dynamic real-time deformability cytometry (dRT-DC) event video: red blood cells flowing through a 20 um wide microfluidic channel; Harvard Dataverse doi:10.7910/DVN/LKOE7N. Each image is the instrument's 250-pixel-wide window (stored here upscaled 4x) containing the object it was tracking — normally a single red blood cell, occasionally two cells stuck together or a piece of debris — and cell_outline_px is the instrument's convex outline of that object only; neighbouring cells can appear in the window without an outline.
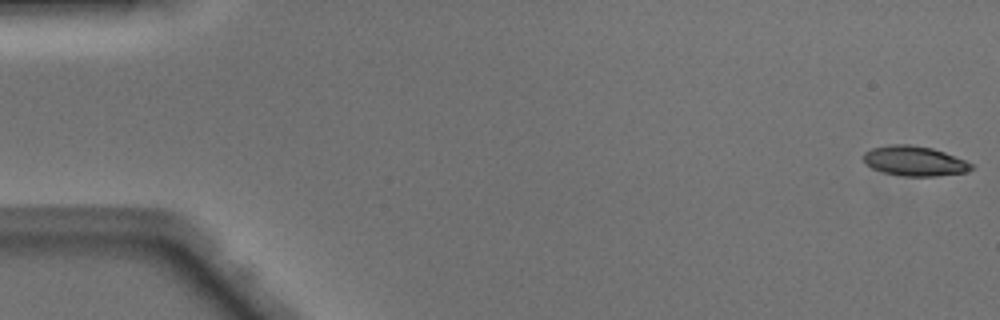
{"species": "Egyptian fruit bat (a non-hibernating species)", "species_latin": "Rousettus aegyptiacus", "temperature_condition": "warm", "stored_images_in_passage": 49, "camera_frame_rate_fps": 3000, "um_per_image_px": 0.085, "animal": {"sex": "male"}, "frame": {"image": 1, "passage_image": 1, "time_ms": 0.0, "image_size_px": [1000, 320], "cell_outline_px": [[972, 168], [964, 172], [936, 176], [904, 176], [884, 172], [872, 168], [864, 164], [864, 152], [872, 148], [892, 144], [908, 144], [932, 148], [944, 152], [964, 160], [972, 164]], "centroid_in_image_um": [77.69, 13.68], "position_along_channel_um": 7.3, "area_um2": 18.55}}
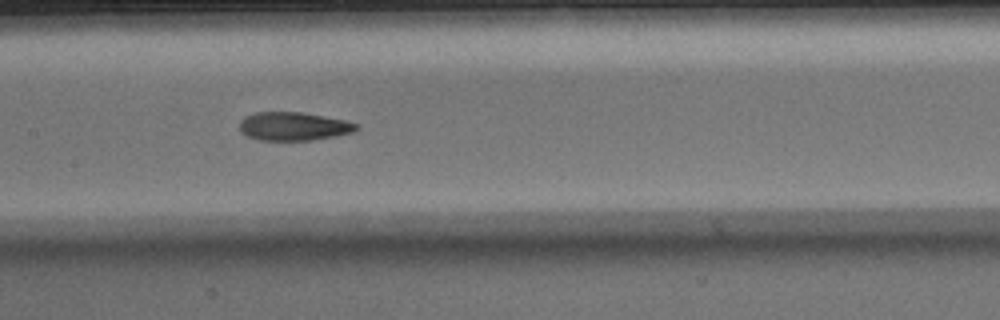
{"frame": {"image": 2, "passage_image": 24, "time_ms": 7.667, "image_size_px": [1000, 320], "cell_outline_px": [[360, 128], [356, 132], [336, 136], [312, 140], [260, 140], [248, 136], [240, 132], [240, 120], [244, 116], [256, 112], [300, 112], [324, 116], [344, 120], [356, 124]], "centroid_in_image_um": [24.96, 10.74], "position_along_channel_um": 182.4, "area_um2": 19.42}}
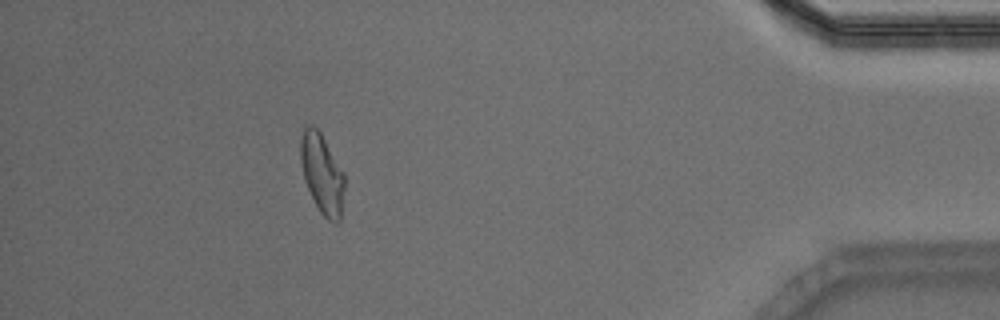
{"frame": {"image": 3, "passage_image": 44, "time_ms": 14.333, "image_size_px": [1000, 320], "cell_outline_px": [[344, 188], [340, 220], [336, 224], [328, 220], [320, 212], [304, 180], [300, 160], [300, 140], [304, 124], [312, 124], [320, 132], [344, 172]], "centroid_in_image_um": [27.36, 14.73], "position_along_channel_um": 407.8, "area_um2": 20.46}, "authors_computed_cell_mechanics": {"area_um2": 19.8254, "velocity_mm_per_s": 4.1548, "shape_relaxation_time_tau1_ms": 7.3111, "shape_relaxation_time_tau2_ms": 2.5307, "deformation_change_tau1": 0.241, "deformation_change_tau2": 0.0985}}